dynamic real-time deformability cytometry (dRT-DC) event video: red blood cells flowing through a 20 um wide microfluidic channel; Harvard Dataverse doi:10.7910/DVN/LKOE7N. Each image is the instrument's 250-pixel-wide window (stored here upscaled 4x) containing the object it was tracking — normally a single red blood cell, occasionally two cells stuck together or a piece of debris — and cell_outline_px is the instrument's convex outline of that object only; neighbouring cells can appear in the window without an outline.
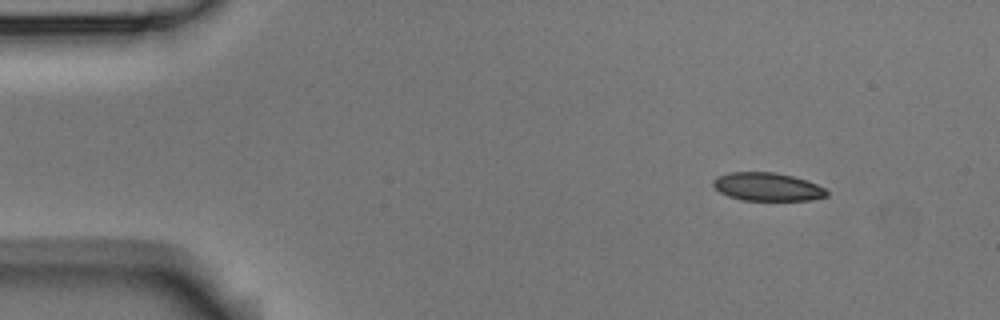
{"species": "Egyptian fruit bat (a non-hibernating species)", "species_latin": "Rousettus aegyptiacus", "temperature_condition": "room temperature", "stored_images_in_passage": 5, "segment_of_instrument_passage": [2, 2], "camera_frame_rate_fps": 3000, "um_per_image_px": 0.085, "animal": {"sex": "male"}, "frame": {"image": 1, "passage_image": 5, "time_ms": 1.333, "image_size_px": [1000, 320], "cell_outline_px": [[828, 196], [808, 200], [740, 200], [728, 196], [720, 192], [712, 184], [712, 180], [716, 176], [728, 172], [776, 172], [792, 176], [816, 184], [824, 188], [828, 192]], "centroid_in_image_um": [65.18, 15.87], "position_along_channel_um": 19.8, "area_um2": 18.67}}